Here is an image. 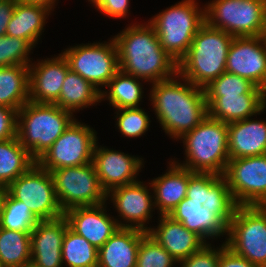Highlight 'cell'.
I'll return each mask as SVG.
<instances>
[{"label":"cell","instance_id":"1","mask_svg":"<svg viewBox=\"0 0 266 267\" xmlns=\"http://www.w3.org/2000/svg\"><path fill=\"white\" fill-rule=\"evenodd\" d=\"M237 207L224 176L189 170L186 197L169 216L209 243L210 238L227 236Z\"/></svg>","mask_w":266,"mask_h":267},{"label":"cell","instance_id":"2","mask_svg":"<svg viewBox=\"0 0 266 267\" xmlns=\"http://www.w3.org/2000/svg\"><path fill=\"white\" fill-rule=\"evenodd\" d=\"M151 85L149 100L158 122L165 134L176 141L208 116L204 88L193 85L179 73Z\"/></svg>","mask_w":266,"mask_h":267},{"label":"cell","instance_id":"3","mask_svg":"<svg viewBox=\"0 0 266 267\" xmlns=\"http://www.w3.org/2000/svg\"><path fill=\"white\" fill-rule=\"evenodd\" d=\"M119 69L152 84L178 74V63L161 46L148 22L132 24L113 36Z\"/></svg>","mask_w":266,"mask_h":267},{"label":"cell","instance_id":"4","mask_svg":"<svg viewBox=\"0 0 266 267\" xmlns=\"http://www.w3.org/2000/svg\"><path fill=\"white\" fill-rule=\"evenodd\" d=\"M233 36L204 23L195 34L187 54L178 62V73L193 85L204 88L226 72Z\"/></svg>","mask_w":266,"mask_h":267},{"label":"cell","instance_id":"5","mask_svg":"<svg viewBox=\"0 0 266 267\" xmlns=\"http://www.w3.org/2000/svg\"><path fill=\"white\" fill-rule=\"evenodd\" d=\"M186 160L179 163L192 171L224 176L229 158L227 124L209 115L182 138Z\"/></svg>","mask_w":266,"mask_h":267},{"label":"cell","instance_id":"6","mask_svg":"<svg viewBox=\"0 0 266 267\" xmlns=\"http://www.w3.org/2000/svg\"><path fill=\"white\" fill-rule=\"evenodd\" d=\"M56 104L28 101L18 110L17 137L37 161L76 119Z\"/></svg>","mask_w":266,"mask_h":267},{"label":"cell","instance_id":"7","mask_svg":"<svg viewBox=\"0 0 266 267\" xmlns=\"http://www.w3.org/2000/svg\"><path fill=\"white\" fill-rule=\"evenodd\" d=\"M148 22L163 49L178 63L187 54L198 29L205 23L204 7H200L197 0H182L157 13Z\"/></svg>","mask_w":266,"mask_h":267},{"label":"cell","instance_id":"8","mask_svg":"<svg viewBox=\"0 0 266 267\" xmlns=\"http://www.w3.org/2000/svg\"><path fill=\"white\" fill-rule=\"evenodd\" d=\"M205 23L233 37L262 36L266 0H212L204 5Z\"/></svg>","mask_w":266,"mask_h":267},{"label":"cell","instance_id":"9","mask_svg":"<svg viewBox=\"0 0 266 267\" xmlns=\"http://www.w3.org/2000/svg\"><path fill=\"white\" fill-rule=\"evenodd\" d=\"M224 241L237 255L266 267V206H238Z\"/></svg>","mask_w":266,"mask_h":267},{"label":"cell","instance_id":"10","mask_svg":"<svg viewBox=\"0 0 266 267\" xmlns=\"http://www.w3.org/2000/svg\"><path fill=\"white\" fill-rule=\"evenodd\" d=\"M57 201L63 212L75 207L103 204L107 193L102 189L93 163L50 171Z\"/></svg>","mask_w":266,"mask_h":267},{"label":"cell","instance_id":"11","mask_svg":"<svg viewBox=\"0 0 266 267\" xmlns=\"http://www.w3.org/2000/svg\"><path fill=\"white\" fill-rule=\"evenodd\" d=\"M62 54L70 70L89 81L100 92L120 70L113 37L104 43L93 42L72 46L65 49Z\"/></svg>","mask_w":266,"mask_h":267},{"label":"cell","instance_id":"12","mask_svg":"<svg viewBox=\"0 0 266 267\" xmlns=\"http://www.w3.org/2000/svg\"><path fill=\"white\" fill-rule=\"evenodd\" d=\"M97 141V132L75 119L36 163L49 172L89 164Z\"/></svg>","mask_w":266,"mask_h":267},{"label":"cell","instance_id":"13","mask_svg":"<svg viewBox=\"0 0 266 267\" xmlns=\"http://www.w3.org/2000/svg\"><path fill=\"white\" fill-rule=\"evenodd\" d=\"M7 191L15 199L24 202L39 220H51L64 215L57 201L51 173L37 163L15 179Z\"/></svg>","mask_w":266,"mask_h":267},{"label":"cell","instance_id":"14","mask_svg":"<svg viewBox=\"0 0 266 267\" xmlns=\"http://www.w3.org/2000/svg\"><path fill=\"white\" fill-rule=\"evenodd\" d=\"M224 177L238 206H266V154L229 160Z\"/></svg>","mask_w":266,"mask_h":267},{"label":"cell","instance_id":"15","mask_svg":"<svg viewBox=\"0 0 266 267\" xmlns=\"http://www.w3.org/2000/svg\"><path fill=\"white\" fill-rule=\"evenodd\" d=\"M144 184L137 181L119 186L107 193L106 199H111L119 214L118 217L120 216L119 219L121 218V221H117L120 228H135L145 232L152 228L146 225L149 224V220L153 217L152 212L155 210L154 195L149 192L152 189L150 182L149 187Z\"/></svg>","mask_w":266,"mask_h":267},{"label":"cell","instance_id":"16","mask_svg":"<svg viewBox=\"0 0 266 267\" xmlns=\"http://www.w3.org/2000/svg\"><path fill=\"white\" fill-rule=\"evenodd\" d=\"M226 72L248 79L265 90L266 107V44L262 36L234 37L227 55Z\"/></svg>","mask_w":266,"mask_h":267},{"label":"cell","instance_id":"17","mask_svg":"<svg viewBox=\"0 0 266 267\" xmlns=\"http://www.w3.org/2000/svg\"><path fill=\"white\" fill-rule=\"evenodd\" d=\"M143 162V158L101 145L99 147L98 142L94 146L92 163L106 193L119 186L139 181L137 175L144 167Z\"/></svg>","mask_w":266,"mask_h":267},{"label":"cell","instance_id":"18","mask_svg":"<svg viewBox=\"0 0 266 267\" xmlns=\"http://www.w3.org/2000/svg\"><path fill=\"white\" fill-rule=\"evenodd\" d=\"M70 70L63 54L29 64V101L55 104Z\"/></svg>","mask_w":266,"mask_h":267},{"label":"cell","instance_id":"19","mask_svg":"<svg viewBox=\"0 0 266 267\" xmlns=\"http://www.w3.org/2000/svg\"><path fill=\"white\" fill-rule=\"evenodd\" d=\"M106 204L75 207L64 212L69 227L96 249L120 228L118 219L107 214Z\"/></svg>","mask_w":266,"mask_h":267},{"label":"cell","instance_id":"20","mask_svg":"<svg viewBox=\"0 0 266 267\" xmlns=\"http://www.w3.org/2000/svg\"><path fill=\"white\" fill-rule=\"evenodd\" d=\"M68 226L64 215L40 220L30 233L31 261L39 267H63L61 249Z\"/></svg>","mask_w":266,"mask_h":267},{"label":"cell","instance_id":"21","mask_svg":"<svg viewBox=\"0 0 266 267\" xmlns=\"http://www.w3.org/2000/svg\"><path fill=\"white\" fill-rule=\"evenodd\" d=\"M159 217L157 228H151L147 233L178 262L207 244L200 236L169 215H159Z\"/></svg>","mask_w":266,"mask_h":267},{"label":"cell","instance_id":"22","mask_svg":"<svg viewBox=\"0 0 266 267\" xmlns=\"http://www.w3.org/2000/svg\"><path fill=\"white\" fill-rule=\"evenodd\" d=\"M229 158L266 154V121L252 117L227 124Z\"/></svg>","mask_w":266,"mask_h":267},{"label":"cell","instance_id":"23","mask_svg":"<svg viewBox=\"0 0 266 267\" xmlns=\"http://www.w3.org/2000/svg\"><path fill=\"white\" fill-rule=\"evenodd\" d=\"M147 232L119 228L99 249L97 267H136L138 247Z\"/></svg>","mask_w":266,"mask_h":267},{"label":"cell","instance_id":"24","mask_svg":"<svg viewBox=\"0 0 266 267\" xmlns=\"http://www.w3.org/2000/svg\"><path fill=\"white\" fill-rule=\"evenodd\" d=\"M205 98L208 115L226 124L260 115L266 110L265 93Z\"/></svg>","mask_w":266,"mask_h":267},{"label":"cell","instance_id":"25","mask_svg":"<svg viewBox=\"0 0 266 267\" xmlns=\"http://www.w3.org/2000/svg\"><path fill=\"white\" fill-rule=\"evenodd\" d=\"M168 164L167 172L150 182L155 209L160 211L159 215H169L187 194L189 170L176 164L173 160Z\"/></svg>","mask_w":266,"mask_h":267},{"label":"cell","instance_id":"26","mask_svg":"<svg viewBox=\"0 0 266 267\" xmlns=\"http://www.w3.org/2000/svg\"><path fill=\"white\" fill-rule=\"evenodd\" d=\"M50 13L47 7L16 1L5 35L25 39L35 48Z\"/></svg>","mask_w":266,"mask_h":267},{"label":"cell","instance_id":"27","mask_svg":"<svg viewBox=\"0 0 266 267\" xmlns=\"http://www.w3.org/2000/svg\"><path fill=\"white\" fill-rule=\"evenodd\" d=\"M100 102L101 92L78 73L69 70L64 79L59 99L55 104L74 113Z\"/></svg>","mask_w":266,"mask_h":267},{"label":"cell","instance_id":"28","mask_svg":"<svg viewBox=\"0 0 266 267\" xmlns=\"http://www.w3.org/2000/svg\"><path fill=\"white\" fill-rule=\"evenodd\" d=\"M29 101V65L0 67V106L19 110Z\"/></svg>","mask_w":266,"mask_h":267},{"label":"cell","instance_id":"29","mask_svg":"<svg viewBox=\"0 0 266 267\" xmlns=\"http://www.w3.org/2000/svg\"><path fill=\"white\" fill-rule=\"evenodd\" d=\"M35 163L36 160L20 144L18 137L0 140V186L8 187Z\"/></svg>","mask_w":266,"mask_h":267},{"label":"cell","instance_id":"30","mask_svg":"<svg viewBox=\"0 0 266 267\" xmlns=\"http://www.w3.org/2000/svg\"><path fill=\"white\" fill-rule=\"evenodd\" d=\"M141 79L119 70L101 91V101L108 100L115 109L139 108L143 98Z\"/></svg>","mask_w":266,"mask_h":267},{"label":"cell","instance_id":"31","mask_svg":"<svg viewBox=\"0 0 266 267\" xmlns=\"http://www.w3.org/2000/svg\"><path fill=\"white\" fill-rule=\"evenodd\" d=\"M61 255L63 265L68 267L98 266V249L69 226L63 238Z\"/></svg>","mask_w":266,"mask_h":267},{"label":"cell","instance_id":"32","mask_svg":"<svg viewBox=\"0 0 266 267\" xmlns=\"http://www.w3.org/2000/svg\"><path fill=\"white\" fill-rule=\"evenodd\" d=\"M31 261V239L27 232L0 227V262L15 267Z\"/></svg>","mask_w":266,"mask_h":267},{"label":"cell","instance_id":"33","mask_svg":"<svg viewBox=\"0 0 266 267\" xmlns=\"http://www.w3.org/2000/svg\"><path fill=\"white\" fill-rule=\"evenodd\" d=\"M40 220L8 191L1 215L0 227L8 230L31 233Z\"/></svg>","mask_w":266,"mask_h":267},{"label":"cell","instance_id":"34","mask_svg":"<svg viewBox=\"0 0 266 267\" xmlns=\"http://www.w3.org/2000/svg\"><path fill=\"white\" fill-rule=\"evenodd\" d=\"M205 97H222L247 93H265L250 80L224 72L204 87Z\"/></svg>","mask_w":266,"mask_h":267},{"label":"cell","instance_id":"35","mask_svg":"<svg viewBox=\"0 0 266 267\" xmlns=\"http://www.w3.org/2000/svg\"><path fill=\"white\" fill-rule=\"evenodd\" d=\"M176 263L178 265V261L148 233L142 237L136 267H174Z\"/></svg>","mask_w":266,"mask_h":267},{"label":"cell","instance_id":"36","mask_svg":"<svg viewBox=\"0 0 266 267\" xmlns=\"http://www.w3.org/2000/svg\"><path fill=\"white\" fill-rule=\"evenodd\" d=\"M116 110V126L124 137L137 138L148 131L150 118L141 107Z\"/></svg>","mask_w":266,"mask_h":267},{"label":"cell","instance_id":"37","mask_svg":"<svg viewBox=\"0 0 266 267\" xmlns=\"http://www.w3.org/2000/svg\"><path fill=\"white\" fill-rule=\"evenodd\" d=\"M33 47L22 38L12 36L0 37V67L14 65H29L32 62L30 58Z\"/></svg>","mask_w":266,"mask_h":267},{"label":"cell","instance_id":"38","mask_svg":"<svg viewBox=\"0 0 266 267\" xmlns=\"http://www.w3.org/2000/svg\"><path fill=\"white\" fill-rule=\"evenodd\" d=\"M219 247L205 244L199 251L178 262L180 267H218Z\"/></svg>","mask_w":266,"mask_h":267},{"label":"cell","instance_id":"39","mask_svg":"<svg viewBox=\"0 0 266 267\" xmlns=\"http://www.w3.org/2000/svg\"><path fill=\"white\" fill-rule=\"evenodd\" d=\"M18 111L0 106V140L17 137Z\"/></svg>","mask_w":266,"mask_h":267},{"label":"cell","instance_id":"40","mask_svg":"<svg viewBox=\"0 0 266 267\" xmlns=\"http://www.w3.org/2000/svg\"><path fill=\"white\" fill-rule=\"evenodd\" d=\"M130 0H98L95 6L99 12L112 18H126L129 13Z\"/></svg>","mask_w":266,"mask_h":267},{"label":"cell","instance_id":"41","mask_svg":"<svg viewBox=\"0 0 266 267\" xmlns=\"http://www.w3.org/2000/svg\"><path fill=\"white\" fill-rule=\"evenodd\" d=\"M220 246L218 267H259L234 253L225 242Z\"/></svg>","mask_w":266,"mask_h":267},{"label":"cell","instance_id":"42","mask_svg":"<svg viewBox=\"0 0 266 267\" xmlns=\"http://www.w3.org/2000/svg\"><path fill=\"white\" fill-rule=\"evenodd\" d=\"M17 0L0 1V37L6 34L7 25L12 17Z\"/></svg>","mask_w":266,"mask_h":267},{"label":"cell","instance_id":"43","mask_svg":"<svg viewBox=\"0 0 266 267\" xmlns=\"http://www.w3.org/2000/svg\"><path fill=\"white\" fill-rule=\"evenodd\" d=\"M23 3L37 4L49 8L51 11L55 8L57 0H17Z\"/></svg>","mask_w":266,"mask_h":267},{"label":"cell","instance_id":"44","mask_svg":"<svg viewBox=\"0 0 266 267\" xmlns=\"http://www.w3.org/2000/svg\"><path fill=\"white\" fill-rule=\"evenodd\" d=\"M6 195H7V187L0 186V221H1V215L3 213V207Z\"/></svg>","mask_w":266,"mask_h":267},{"label":"cell","instance_id":"45","mask_svg":"<svg viewBox=\"0 0 266 267\" xmlns=\"http://www.w3.org/2000/svg\"><path fill=\"white\" fill-rule=\"evenodd\" d=\"M15 267H39V266L36 265L33 261H29L27 263H24L23 265L15 266Z\"/></svg>","mask_w":266,"mask_h":267},{"label":"cell","instance_id":"46","mask_svg":"<svg viewBox=\"0 0 266 267\" xmlns=\"http://www.w3.org/2000/svg\"><path fill=\"white\" fill-rule=\"evenodd\" d=\"M262 37H263L265 44H266V20H265V28H264V32H263Z\"/></svg>","mask_w":266,"mask_h":267},{"label":"cell","instance_id":"47","mask_svg":"<svg viewBox=\"0 0 266 267\" xmlns=\"http://www.w3.org/2000/svg\"><path fill=\"white\" fill-rule=\"evenodd\" d=\"M89 2H91L90 4L94 5L95 4V0H88Z\"/></svg>","mask_w":266,"mask_h":267},{"label":"cell","instance_id":"48","mask_svg":"<svg viewBox=\"0 0 266 267\" xmlns=\"http://www.w3.org/2000/svg\"><path fill=\"white\" fill-rule=\"evenodd\" d=\"M0 267H6V266H4V265L0 262Z\"/></svg>","mask_w":266,"mask_h":267}]
</instances>
